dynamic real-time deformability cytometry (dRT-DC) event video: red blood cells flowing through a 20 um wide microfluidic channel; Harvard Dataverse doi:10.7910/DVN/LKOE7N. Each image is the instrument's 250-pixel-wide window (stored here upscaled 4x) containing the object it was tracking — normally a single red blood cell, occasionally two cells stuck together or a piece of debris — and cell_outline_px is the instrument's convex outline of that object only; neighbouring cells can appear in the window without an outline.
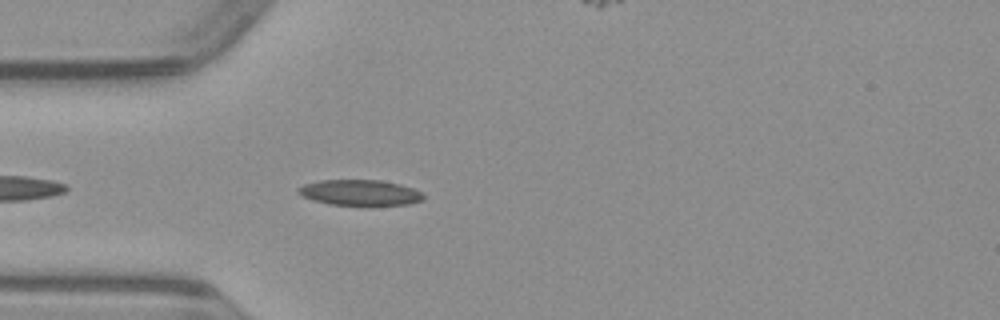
{"species": "common noctule bat (a hibernating species)", "species_latin": "Nyctalus noctula", "temperature_condition": "warm", "stored_images_in_passage": 17, "camera_frame_rate_fps": 3000, "um_per_image_px": 0.085, "animal": {"sex": "male", "body_mass_g": 23.1, "forearm_length_mm": 52.7}, "frame": {"image": 1, "passage_image": 4, "time_ms": 1.0, "image_size_px": [1000, 320], "cell_outline_px": [[424, 200], [408, 204], [332, 204], [316, 200], [304, 196], [296, 188], [304, 184], [320, 180], [380, 180], [400, 184], [412, 188], [420, 192], [424, 196]], "centroid_in_image_um": [30.62, 16.35], "position_along_channel_um": 54.4, "area_um2": 18.15}}
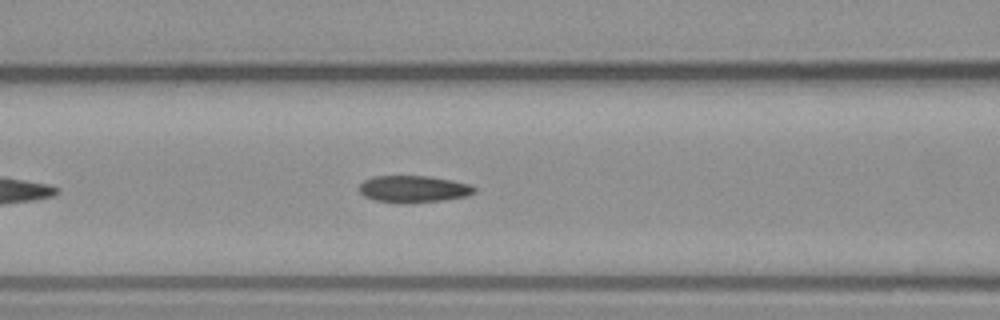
{"frame": {"image": 2, "passage_image": 10, "time_ms": 3.0, "image_size_px": [1000, 320], "cell_outline_px": [[476, 192], [468, 196], [440, 200], [400, 204], [396, 204], [376, 200], [364, 196], [360, 192], [360, 184], [364, 180], [372, 176], [428, 176], [452, 180], [472, 184], [476, 188]], "centroid_in_image_um": [35.16, 16.07], "position_along_channel_um": 131.4, "area_um2": 18.21}}
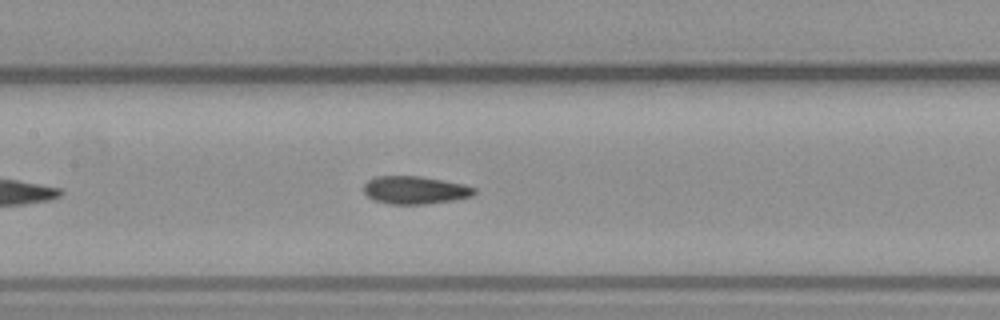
{"frame": {"image": 3, "passage_image": 13, "time_ms": 4.0, "image_size_px": [1000, 320], "cell_outline_px": [[476, 192], [472, 196], [452, 200], [428, 204], [388, 204], [372, 200], [364, 192], [364, 184], [368, 180], [376, 176], [420, 176], [444, 180], [464, 184], [476, 188]], "centroid_in_image_um": [35.27, 16.16], "position_along_channel_um": 172.1, "area_um2": 18.09}}